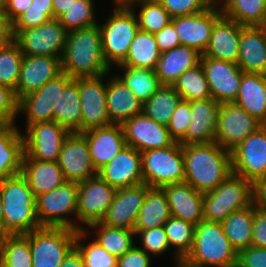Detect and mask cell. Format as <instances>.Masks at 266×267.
<instances>
[{
    "mask_svg": "<svg viewBox=\"0 0 266 267\" xmlns=\"http://www.w3.org/2000/svg\"><path fill=\"white\" fill-rule=\"evenodd\" d=\"M0 267H8V266L4 265V264L0 261Z\"/></svg>",
    "mask_w": 266,
    "mask_h": 267,
    "instance_id": "753ad0ef",
    "label": "cell"
},
{
    "mask_svg": "<svg viewBox=\"0 0 266 267\" xmlns=\"http://www.w3.org/2000/svg\"><path fill=\"white\" fill-rule=\"evenodd\" d=\"M216 2L223 16L242 26L266 25L265 0H216Z\"/></svg>",
    "mask_w": 266,
    "mask_h": 267,
    "instance_id": "d590c367",
    "label": "cell"
},
{
    "mask_svg": "<svg viewBox=\"0 0 266 267\" xmlns=\"http://www.w3.org/2000/svg\"><path fill=\"white\" fill-rule=\"evenodd\" d=\"M87 231L78 230L76 236V247L83 256L84 267H117L118 258L101 247L97 241L92 239L88 244L82 243L86 241V237L89 238Z\"/></svg>",
    "mask_w": 266,
    "mask_h": 267,
    "instance_id": "7dc6e473",
    "label": "cell"
},
{
    "mask_svg": "<svg viewBox=\"0 0 266 267\" xmlns=\"http://www.w3.org/2000/svg\"><path fill=\"white\" fill-rule=\"evenodd\" d=\"M89 228L96 231L94 232L96 235L93 239L117 258L124 255L135 245L134 238L136 237V233L134 230L109 227L101 222L92 224Z\"/></svg>",
    "mask_w": 266,
    "mask_h": 267,
    "instance_id": "f35d334b",
    "label": "cell"
},
{
    "mask_svg": "<svg viewBox=\"0 0 266 267\" xmlns=\"http://www.w3.org/2000/svg\"><path fill=\"white\" fill-rule=\"evenodd\" d=\"M23 57L24 55L15 41L0 47V85L16 90Z\"/></svg>",
    "mask_w": 266,
    "mask_h": 267,
    "instance_id": "bcb514c9",
    "label": "cell"
},
{
    "mask_svg": "<svg viewBox=\"0 0 266 267\" xmlns=\"http://www.w3.org/2000/svg\"><path fill=\"white\" fill-rule=\"evenodd\" d=\"M51 18L45 13V9L27 8L26 11L13 22V30H25L38 27Z\"/></svg>",
    "mask_w": 266,
    "mask_h": 267,
    "instance_id": "f5cc1de1",
    "label": "cell"
},
{
    "mask_svg": "<svg viewBox=\"0 0 266 267\" xmlns=\"http://www.w3.org/2000/svg\"><path fill=\"white\" fill-rule=\"evenodd\" d=\"M184 182L200 193L213 191L232 173V153L218 143L182 145Z\"/></svg>",
    "mask_w": 266,
    "mask_h": 267,
    "instance_id": "6da1fadb",
    "label": "cell"
},
{
    "mask_svg": "<svg viewBox=\"0 0 266 267\" xmlns=\"http://www.w3.org/2000/svg\"><path fill=\"white\" fill-rule=\"evenodd\" d=\"M32 3L33 0H5L4 12L9 16L10 20L14 22L30 5H32Z\"/></svg>",
    "mask_w": 266,
    "mask_h": 267,
    "instance_id": "91938a15",
    "label": "cell"
},
{
    "mask_svg": "<svg viewBox=\"0 0 266 267\" xmlns=\"http://www.w3.org/2000/svg\"><path fill=\"white\" fill-rule=\"evenodd\" d=\"M222 10L215 1L209 8L196 14L171 19L180 44L197 50L203 55L210 42L214 24L222 17Z\"/></svg>",
    "mask_w": 266,
    "mask_h": 267,
    "instance_id": "2e32d148",
    "label": "cell"
},
{
    "mask_svg": "<svg viewBox=\"0 0 266 267\" xmlns=\"http://www.w3.org/2000/svg\"><path fill=\"white\" fill-rule=\"evenodd\" d=\"M13 22L5 12H0V47L14 41Z\"/></svg>",
    "mask_w": 266,
    "mask_h": 267,
    "instance_id": "94428289",
    "label": "cell"
},
{
    "mask_svg": "<svg viewBox=\"0 0 266 267\" xmlns=\"http://www.w3.org/2000/svg\"><path fill=\"white\" fill-rule=\"evenodd\" d=\"M161 52L154 34L139 30L133 39L126 58L117 67L156 69Z\"/></svg>",
    "mask_w": 266,
    "mask_h": 267,
    "instance_id": "8d00e7d4",
    "label": "cell"
},
{
    "mask_svg": "<svg viewBox=\"0 0 266 267\" xmlns=\"http://www.w3.org/2000/svg\"><path fill=\"white\" fill-rule=\"evenodd\" d=\"M181 99L173 86L161 85L143 104V113L157 123L167 126Z\"/></svg>",
    "mask_w": 266,
    "mask_h": 267,
    "instance_id": "ab89813d",
    "label": "cell"
},
{
    "mask_svg": "<svg viewBox=\"0 0 266 267\" xmlns=\"http://www.w3.org/2000/svg\"><path fill=\"white\" fill-rule=\"evenodd\" d=\"M175 267H197L195 264L190 263L185 258H178L175 260Z\"/></svg>",
    "mask_w": 266,
    "mask_h": 267,
    "instance_id": "89a4df30",
    "label": "cell"
},
{
    "mask_svg": "<svg viewBox=\"0 0 266 267\" xmlns=\"http://www.w3.org/2000/svg\"><path fill=\"white\" fill-rule=\"evenodd\" d=\"M107 75L79 78L81 133L113 124L107 110L106 82L103 81Z\"/></svg>",
    "mask_w": 266,
    "mask_h": 267,
    "instance_id": "e0dca14e",
    "label": "cell"
},
{
    "mask_svg": "<svg viewBox=\"0 0 266 267\" xmlns=\"http://www.w3.org/2000/svg\"><path fill=\"white\" fill-rule=\"evenodd\" d=\"M237 65L243 72L266 75L265 26H242Z\"/></svg>",
    "mask_w": 266,
    "mask_h": 267,
    "instance_id": "484cf974",
    "label": "cell"
},
{
    "mask_svg": "<svg viewBox=\"0 0 266 267\" xmlns=\"http://www.w3.org/2000/svg\"><path fill=\"white\" fill-rule=\"evenodd\" d=\"M0 261L8 267H32L29 239L24 234L1 235Z\"/></svg>",
    "mask_w": 266,
    "mask_h": 267,
    "instance_id": "b9f144b4",
    "label": "cell"
},
{
    "mask_svg": "<svg viewBox=\"0 0 266 267\" xmlns=\"http://www.w3.org/2000/svg\"><path fill=\"white\" fill-rule=\"evenodd\" d=\"M62 73L61 58L33 55L24 56L19 80L16 86V96L20 100L32 92L40 89L49 80Z\"/></svg>",
    "mask_w": 266,
    "mask_h": 267,
    "instance_id": "603a6c76",
    "label": "cell"
},
{
    "mask_svg": "<svg viewBox=\"0 0 266 267\" xmlns=\"http://www.w3.org/2000/svg\"><path fill=\"white\" fill-rule=\"evenodd\" d=\"M170 206L171 216L183 219L193 225L203 217V193L196 191L188 183H175L162 187Z\"/></svg>",
    "mask_w": 266,
    "mask_h": 267,
    "instance_id": "4316f807",
    "label": "cell"
},
{
    "mask_svg": "<svg viewBox=\"0 0 266 267\" xmlns=\"http://www.w3.org/2000/svg\"><path fill=\"white\" fill-rule=\"evenodd\" d=\"M191 123L185 136L179 141L186 144H208L214 142L220 103L213 98L190 101Z\"/></svg>",
    "mask_w": 266,
    "mask_h": 267,
    "instance_id": "cb8c5ba5",
    "label": "cell"
},
{
    "mask_svg": "<svg viewBox=\"0 0 266 267\" xmlns=\"http://www.w3.org/2000/svg\"><path fill=\"white\" fill-rule=\"evenodd\" d=\"M72 80V77L62 72L37 91L19 100V116L25 113L27 119L25 129L38 122L53 121L54 108H57L60 93Z\"/></svg>",
    "mask_w": 266,
    "mask_h": 267,
    "instance_id": "4fadbf2b",
    "label": "cell"
},
{
    "mask_svg": "<svg viewBox=\"0 0 266 267\" xmlns=\"http://www.w3.org/2000/svg\"><path fill=\"white\" fill-rule=\"evenodd\" d=\"M211 97L217 102L232 103L237 98L243 71L233 62L201 57Z\"/></svg>",
    "mask_w": 266,
    "mask_h": 267,
    "instance_id": "ac0fdd59",
    "label": "cell"
},
{
    "mask_svg": "<svg viewBox=\"0 0 266 267\" xmlns=\"http://www.w3.org/2000/svg\"><path fill=\"white\" fill-rule=\"evenodd\" d=\"M0 109L15 123L19 116V99L15 90L0 85Z\"/></svg>",
    "mask_w": 266,
    "mask_h": 267,
    "instance_id": "9f6ffc18",
    "label": "cell"
},
{
    "mask_svg": "<svg viewBox=\"0 0 266 267\" xmlns=\"http://www.w3.org/2000/svg\"><path fill=\"white\" fill-rule=\"evenodd\" d=\"M170 248H174L175 260L185 258L193 245L195 225L171 216L163 225Z\"/></svg>",
    "mask_w": 266,
    "mask_h": 267,
    "instance_id": "f6af8a7d",
    "label": "cell"
},
{
    "mask_svg": "<svg viewBox=\"0 0 266 267\" xmlns=\"http://www.w3.org/2000/svg\"><path fill=\"white\" fill-rule=\"evenodd\" d=\"M131 1L133 0H115V5L116 4H125V5H128Z\"/></svg>",
    "mask_w": 266,
    "mask_h": 267,
    "instance_id": "2644e50d",
    "label": "cell"
},
{
    "mask_svg": "<svg viewBox=\"0 0 266 267\" xmlns=\"http://www.w3.org/2000/svg\"><path fill=\"white\" fill-rule=\"evenodd\" d=\"M106 81V104L113 124H122L126 119L143 113V103L116 75Z\"/></svg>",
    "mask_w": 266,
    "mask_h": 267,
    "instance_id": "f1b7e54d",
    "label": "cell"
},
{
    "mask_svg": "<svg viewBox=\"0 0 266 267\" xmlns=\"http://www.w3.org/2000/svg\"><path fill=\"white\" fill-rule=\"evenodd\" d=\"M136 237L141 239V249L151 256H160L168 249L169 241L163 226L147 230H139Z\"/></svg>",
    "mask_w": 266,
    "mask_h": 267,
    "instance_id": "681fc988",
    "label": "cell"
},
{
    "mask_svg": "<svg viewBox=\"0 0 266 267\" xmlns=\"http://www.w3.org/2000/svg\"><path fill=\"white\" fill-rule=\"evenodd\" d=\"M94 0H75L57 19L69 32L71 30L86 28L98 24L95 18Z\"/></svg>",
    "mask_w": 266,
    "mask_h": 267,
    "instance_id": "c3c4849f",
    "label": "cell"
},
{
    "mask_svg": "<svg viewBox=\"0 0 266 267\" xmlns=\"http://www.w3.org/2000/svg\"><path fill=\"white\" fill-rule=\"evenodd\" d=\"M4 235L27 234L40 228L35 196L22 174L0 179Z\"/></svg>",
    "mask_w": 266,
    "mask_h": 267,
    "instance_id": "3957f363",
    "label": "cell"
},
{
    "mask_svg": "<svg viewBox=\"0 0 266 267\" xmlns=\"http://www.w3.org/2000/svg\"><path fill=\"white\" fill-rule=\"evenodd\" d=\"M251 245L266 248V211L256 208L255 205Z\"/></svg>",
    "mask_w": 266,
    "mask_h": 267,
    "instance_id": "6f0895ef",
    "label": "cell"
},
{
    "mask_svg": "<svg viewBox=\"0 0 266 267\" xmlns=\"http://www.w3.org/2000/svg\"><path fill=\"white\" fill-rule=\"evenodd\" d=\"M237 267H266V248L251 245L240 250Z\"/></svg>",
    "mask_w": 266,
    "mask_h": 267,
    "instance_id": "db71d44e",
    "label": "cell"
},
{
    "mask_svg": "<svg viewBox=\"0 0 266 267\" xmlns=\"http://www.w3.org/2000/svg\"><path fill=\"white\" fill-rule=\"evenodd\" d=\"M53 121L61 124L70 133H81L79 78L73 79L60 93L57 108H54Z\"/></svg>",
    "mask_w": 266,
    "mask_h": 267,
    "instance_id": "e575fe53",
    "label": "cell"
},
{
    "mask_svg": "<svg viewBox=\"0 0 266 267\" xmlns=\"http://www.w3.org/2000/svg\"><path fill=\"white\" fill-rule=\"evenodd\" d=\"M253 203V183L231 173L213 191L204 193V220L222 223L234 211Z\"/></svg>",
    "mask_w": 266,
    "mask_h": 267,
    "instance_id": "8992f818",
    "label": "cell"
},
{
    "mask_svg": "<svg viewBox=\"0 0 266 267\" xmlns=\"http://www.w3.org/2000/svg\"><path fill=\"white\" fill-rule=\"evenodd\" d=\"M14 122L0 109V132L9 128Z\"/></svg>",
    "mask_w": 266,
    "mask_h": 267,
    "instance_id": "003e7915",
    "label": "cell"
},
{
    "mask_svg": "<svg viewBox=\"0 0 266 267\" xmlns=\"http://www.w3.org/2000/svg\"><path fill=\"white\" fill-rule=\"evenodd\" d=\"M184 100H205L212 98L204 69L201 65L185 71L173 84Z\"/></svg>",
    "mask_w": 266,
    "mask_h": 267,
    "instance_id": "ee69618b",
    "label": "cell"
},
{
    "mask_svg": "<svg viewBox=\"0 0 266 267\" xmlns=\"http://www.w3.org/2000/svg\"><path fill=\"white\" fill-rule=\"evenodd\" d=\"M152 256L138 245H134L124 255L118 257L117 267H151Z\"/></svg>",
    "mask_w": 266,
    "mask_h": 267,
    "instance_id": "11a10c76",
    "label": "cell"
},
{
    "mask_svg": "<svg viewBox=\"0 0 266 267\" xmlns=\"http://www.w3.org/2000/svg\"><path fill=\"white\" fill-rule=\"evenodd\" d=\"M21 174L35 198L63 184L66 179L57 162L42 161L23 156Z\"/></svg>",
    "mask_w": 266,
    "mask_h": 267,
    "instance_id": "f546056e",
    "label": "cell"
},
{
    "mask_svg": "<svg viewBox=\"0 0 266 267\" xmlns=\"http://www.w3.org/2000/svg\"><path fill=\"white\" fill-rule=\"evenodd\" d=\"M116 191L98 174L78 183L77 220L88 227L100 223L114 200Z\"/></svg>",
    "mask_w": 266,
    "mask_h": 267,
    "instance_id": "7c38bea8",
    "label": "cell"
},
{
    "mask_svg": "<svg viewBox=\"0 0 266 267\" xmlns=\"http://www.w3.org/2000/svg\"><path fill=\"white\" fill-rule=\"evenodd\" d=\"M185 259L197 267H237L238 252L221 223L202 220L195 226L193 245Z\"/></svg>",
    "mask_w": 266,
    "mask_h": 267,
    "instance_id": "277c9868",
    "label": "cell"
},
{
    "mask_svg": "<svg viewBox=\"0 0 266 267\" xmlns=\"http://www.w3.org/2000/svg\"><path fill=\"white\" fill-rule=\"evenodd\" d=\"M154 37L161 53L181 45L179 36L172 23L155 33Z\"/></svg>",
    "mask_w": 266,
    "mask_h": 267,
    "instance_id": "680465c9",
    "label": "cell"
},
{
    "mask_svg": "<svg viewBox=\"0 0 266 267\" xmlns=\"http://www.w3.org/2000/svg\"><path fill=\"white\" fill-rule=\"evenodd\" d=\"M99 24L102 51L110 68L119 65L127 56L136 33L139 31L135 9L125 4H116L106 23Z\"/></svg>",
    "mask_w": 266,
    "mask_h": 267,
    "instance_id": "5b68a950",
    "label": "cell"
},
{
    "mask_svg": "<svg viewBox=\"0 0 266 267\" xmlns=\"http://www.w3.org/2000/svg\"><path fill=\"white\" fill-rule=\"evenodd\" d=\"M16 122L0 132V179L21 173L24 139Z\"/></svg>",
    "mask_w": 266,
    "mask_h": 267,
    "instance_id": "d6a6232c",
    "label": "cell"
},
{
    "mask_svg": "<svg viewBox=\"0 0 266 267\" xmlns=\"http://www.w3.org/2000/svg\"><path fill=\"white\" fill-rule=\"evenodd\" d=\"M4 235V213H3V201L0 190V236Z\"/></svg>",
    "mask_w": 266,
    "mask_h": 267,
    "instance_id": "a7ac6f4b",
    "label": "cell"
},
{
    "mask_svg": "<svg viewBox=\"0 0 266 267\" xmlns=\"http://www.w3.org/2000/svg\"><path fill=\"white\" fill-rule=\"evenodd\" d=\"M121 125L127 145L139 152L164 148L176 142L167 126L157 123L144 113L126 119Z\"/></svg>",
    "mask_w": 266,
    "mask_h": 267,
    "instance_id": "ffe728a7",
    "label": "cell"
},
{
    "mask_svg": "<svg viewBox=\"0 0 266 267\" xmlns=\"http://www.w3.org/2000/svg\"><path fill=\"white\" fill-rule=\"evenodd\" d=\"M171 217L170 206L162 188L150 187L140 207L134 231L163 226Z\"/></svg>",
    "mask_w": 266,
    "mask_h": 267,
    "instance_id": "836d02e7",
    "label": "cell"
},
{
    "mask_svg": "<svg viewBox=\"0 0 266 267\" xmlns=\"http://www.w3.org/2000/svg\"><path fill=\"white\" fill-rule=\"evenodd\" d=\"M141 156L143 181L149 187L162 188L184 182V156L179 142L143 151Z\"/></svg>",
    "mask_w": 266,
    "mask_h": 267,
    "instance_id": "9c48e42d",
    "label": "cell"
},
{
    "mask_svg": "<svg viewBox=\"0 0 266 267\" xmlns=\"http://www.w3.org/2000/svg\"><path fill=\"white\" fill-rule=\"evenodd\" d=\"M242 25L222 16L215 24L207 49L201 57L237 64Z\"/></svg>",
    "mask_w": 266,
    "mask_h": 267,
    "instance_id": "83f0119b",
    "label": "cell"
},
{
    "mask_svg": "<svg viewBox=\"0 0 266 267\" xmlns=\"http://www.w3.org/2000/svg\"><path fill=\"white\" fill-rule=\"evenodd\" d=\"M171 18L199 13L209 8L216 0H157Z\"/></svg>",
    "mask_w": 266,
    "mask_h": 267,
    "instance_id": "f907efd6",
    "label": "cell"
},
{
    "mask_svg": "<svg viewBox=\"0 0 266 267\" xmlns=\"http://www.w3.org/2000/svg\"><path fill=\"white\" fill-rule=\"evenodd\" d=\"M70 132L56 121L38 122L28 126L24 139V155L32 159L57 162L63 142Z\"/></svg>",
    "mask_w": 266,
    "mask_h": 267,
    "instance_id": "5bb4252c",
    "label": "cell"
},
{
    "mask_svg": "<svg viewBox=\"0 0 266 267\" xmlns=\"http://www.w3.org/2000/svg\"><path fill=\"white\" fill-rule=\"evenodd\" d=\"M253 204L256 208L266 211V177L253 183Z\"/></svg>",
    "mask_w": 266,
    "mask_h": 267,
    "instance_id": "6125c7cd",
    "label": "cell"
},
{
    "mask_svg": "<svg viewBox=\"0 0 266 267\" xmlns=\"http://www.w3.org/2000/svg\"><path fill=\"white\" fill-rule=\"evenodd\" d=\"M57 163L70 182L81 183L98 173L91 161L86 137L79 132L67 136Z\"/></svg>",
    "mask_w": 266,
    "mask_h": 267,
    "instance_id": "d6986e66",
    "label": "cell"
},
{
    "mask_svg": "<svg viewBox=\"0 0 266 267\" xmlns=\"http://www.w3.org/2000/svg\"><path fill=\"white\" fill-rule=\"evenodd\" d=\"M78 183L65 181L50 192L36 197V216L41 227L84 230L77 221ZM75 216V221L69 216ZM68 215V216H67ZM78 223V224H76Z\"/></svg>",
    "mask_w": 266,
    "mask_h": 267,
    "instance_id": "52a82bcc",
    "label": "cell"
},
{
    "mask_svg": "<svg viewBox=\"0 0 266 267\" xmlns=\"http://www.w3.org/2000/svg\"><path fill=\"white\" fill-rule=\"evenodd\" d=\"M13 32L14 41L24 56L62 57L68 31L57 18L50 19L38 27Z\"/></svg>",
    "mask_w": 266,
    "mask_h": 267,
    "instance_id": "30bf717a",
    "label": "cell"
},
{
    "mask_svg": "<svg viewBox=\"0 0 266 267\" xmlns=\"http://www.w3.org/2000/svg\"><path fill=\"white\" fill-rule=\"evenodd\" d=\"M191 123L190 101L181 99L167 125L171 137L179 142L186 134Z\"/></svg>",
    "mask_w": 266,
    "mask_h": 267,
    "instance_id": "816d5d0a",
    "label": "cell"
},
{
    "mask_svg": "<svg viewBox=\"0 0 266 267\" xmlns=\"http://www.w3.org/2000/svg\"><path fill=\"white\" fill-rule=\"evenodd\" d=\"M60 267H84L83 256L76 246L68 253Z\"/></svg>",
    "mask_w": 266,
    "mask_h": 267,
    "instance_id": "be15d7a7",
    "label": "cell"
},
{
    "mask_svg": "<svg viewBox=\"0 0 266 267\" xmlns=\"http://www.w3.org/2000/svg\"><path fill=\"white\" fill-rule=\"evenodd\" d=\"M254 222V204L234 211L221 223L226 237L239 252L248 248L252 243Z\"/></svg>",
    "mask_w": 266,
    "mask_h": 267,
    "instance_id": "74e56055",
    "label": "cell"
},
{
    "mask_svg": "<svg viewBox=\"0 0 266 267\" xmlns=\"http://www.w3.org/2000/svg\"><path fill=\"white\" fill-rule=\"evenodd\" d=\"M62 72L73 79L111 74L102 51L99 24L71 30L67 33L61 57Z\"/></svg>",
    "mask_w": 266,
    "mask_h": 267,
    "instance_id": "7a4b0ae2",
    "label": "cell"
},
{
    "mask_svg": "<svg viewBox=\"0 0 266 267\" xmlns=\"http://www.w3.org/2000/svg\"><path fill=\"white\" fill-rule=\"evenodd\" d=\"M24 235L30 241L32 267H60L76 246L77 231L66 227H40Z\"/></svg>",
    "mask_w": 266,
    "mask_h": 267,
    "instance_id": "ba28073f",
    "label": "cell"
},
{
    "mask_svg": "<svg viewBox=\"0 0 266 267\" xmlns=\"http://www.w3.org/2000/svg\"><path fill=\"white\" fill-rule=\"evenodd\" d=\"M82 134L86 137L91 161L97 171L127 145L121 124L93 128Z\"/></svg>",
    "mask_w": 266,
    "mask_h": 267,
    "instance_id": "d4e9b609",
    "label": "cell"
},
{
    "mask_svg": "<svg viewBox=\"0 0 266 267\" xmlns=\"http://www.w3.org/2000/svg\"><path fill=\"white\" fill-rule=\"evenodd\" d=\"M261 126H263L261 122L233 102L221 103L214 142L232 151Z\"/></svg>",
    "mask_w": 266,
    "mask_h": 267,
    "instance_id": "8fae6325",
    "label": "cell"
},
{
    "mask_svg": "<svg viewBox=\"0 0 266 267\" xmlns=\"http://www.w3.org/2000/svg\"><path fill=\"white\" fill-rule=\"evenodd\" d=\"M140 6L136 14L139 30L155 34L171 23V16L157 0H133L130 7Z\"/></svg>",
    "mask_w": 266,
    "mask_h": 267,
    "instance_id": "7bdbcfd3",
    "label": "cell"
},
{
    "mask_svg": "<svg viewBox=\"0 0 266 267\" xmlns=\"http://www.w3.org/2000/svg\"><path fill=\"white\" fill-rule=\"evenodd\" d=\"M29 8L45 9V13L53 19V0H33Z\"/></svg>",
    "mask_w": 266,
    "mask_h": 267,
    "instance_id": "03108f58",
    "label": "cell"
},
{
    "mask_svg": "<svg viewBox=\"0 0 266 267\" xmlns=\"http://www.w3.org/2000/svg\"><path fill=\"white\" fill-rule=\"evenodd\" d=\"M4 2L5 0H0V12H4Z\"/></svg>",
    "mask_w": 266,
    "mask_h": 267,
    "instance_id": "8c879c8a",
    "label": "cell"
},
{
    "mask_svg": "<svg viewBox=\"0 0 266 267\" xmlns=\"http://www.w3.org/2000/svg\"><path fill=\"white\" fill-rule=\"evenodd\" d=\"M119 68H122L124 74L117 76L143 104L161 87L154 69L133 67Z\"/></svg>",
    "mask_w": 266,
    "mask_h": 267,
    "instance_id": "60d3db41",
    "label": "cell"
},
{
    "mask_svg": "<svg viewBox=\"0 0 266 267\" xmlns=\"http://www.w3.org/2000/svg\"><path fill=\"white\" fill-rule=\"evenodd\" d=\"M231 153L232 173L252 183L266 177V125L249 135Z\"/></svg>",
    "mask_w": 266,
    "mask_h": 267,
    "instance_id": "9a60e30c",
    "label": "cell"
},
{
    "mask_svg": "<svg viewBox=\"0 0 266 267\" xmlns=\"http://www.w3.org/2000/svg\"><path fill=\"white\" fill-rule=\"evenodd\" d=\"M110 186L120 189L144 183L141 152L126 145L97 173Z\"/></svg>",
    "mask_w": 266,
    "mask_h": 267,
    "instance_id": "7402d4cb",
    "label": "cell"
},
{
    "mask_svg": "<svg viewBox=\"0 0 266 267\" xmlns=\"http://www.w3.org/2000/svg\"><path fill=\"white\" fill-rule=\"evenodd\" d=\"M149 188L147 184L141 183L117 189L114 200L101 223L109 227L134 230L140 207Z\"/></svg>",
    "mask_w": 266,
    "mask_h": 267,
    "instance_id": "44dd1931",
    "label": "cell"
},
{
    "mask_svg": "<svg viewBox=\"0 0 266 267\" xmlns=\"http://www.w3.org/2000/svg\"><path fill=\"white\" fill-rule=\"evenodd\" d=\"M201 56L197 50L184 45L162 52L155 69L160 84L173 86L185 71L200 64Z\"/></svg>",
    "mask_w": 266,
    "mask_h": 267,
    "instance_id": "4dcf8cb0",
    "label": "cell"
},
{
    "mask_svg": "<svg viewBox=\"0 0 266 267\" xmlns=\"http://www.w3.org/2000/svg\"><path fill=\"white\" fill-rule=\"evenodd\" d=\"M75 0H53V18L60 17Z\"/></svg>",
    "mask_w": 266,
    "mask_h": 267,
    "instance_id": "e7e4bbea",
    "label": "cell"
},
{
    "mask_svg": "<svg viewBox=\"0 0 266 267\" xmlns=\"http://www.w3.org/2000/svg\"><path fill=\"white\" fill-rule=\"evenodd\" d=\"M233 103L266 125V75L243 72L239 93Z\"/></svg>",
    "mask_w": 266,
    "mask_h": 267,
    "instance_id": "1f68e13d",
    "label": "cell"
}]
</instances>
